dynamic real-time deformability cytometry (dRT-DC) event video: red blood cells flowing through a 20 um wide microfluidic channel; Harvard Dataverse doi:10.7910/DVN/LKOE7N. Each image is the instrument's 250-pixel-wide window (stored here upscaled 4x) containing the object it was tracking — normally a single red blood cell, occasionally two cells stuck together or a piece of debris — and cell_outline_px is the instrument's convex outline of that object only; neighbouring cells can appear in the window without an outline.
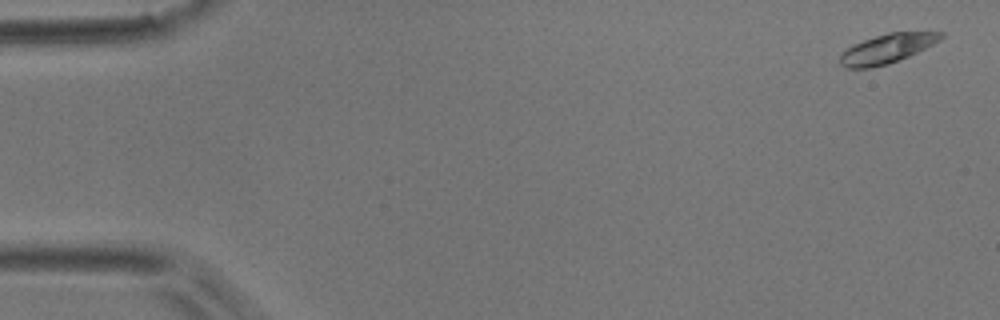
{"species": "common noctule bat (a hibernating species)", "species_latin": "Nyctalus noctula", "temperature_condition": "room temperature", "stored_images_in_passage": 5, "camera_frame_rate_fps": 3000, "um_per_image_px": 0.085, "animal": {"sex": "male", "body_mass_g": 17.9}, "frame": {"image": 1, "passage_image": 1, "time_ms": 0.0, "image_size_px": [1000, 320], "cell_outline_px": [[944, 36], [940, 40], [908, 56], [888, 64], [872, 68], [844, 68], [840, 64], [840, 52], [852, 44], [888, 32], [944, 32]], "centroid_in_image_um": [75.34, 4.14], "position_along_channel_um": 9.7, "area_um2": 17.17}}
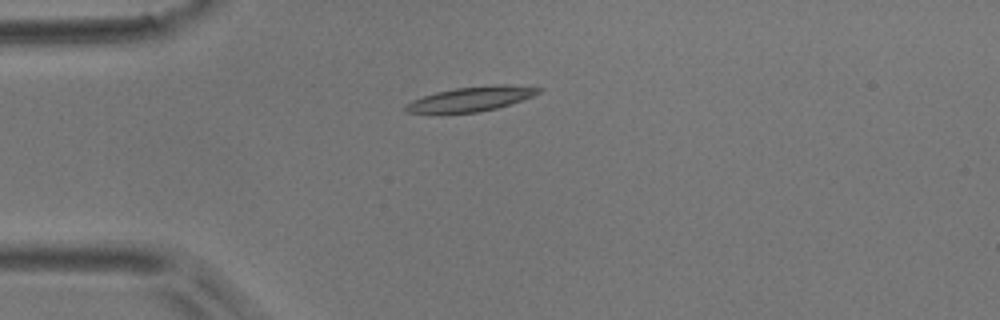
{"frame": {"image": 2, "passage_image": 4, "time_ms": 3.333, "image_size_px": [1000, 320], "cell_outline_px": [[544, 88], [540, 92], [524, 100], [512, 104], [480, 112], [408, 112], [404, 108], [412, 100], [436, 92], [456, 88], [496, 84], [504, 84]], "centroid_in_image_um": [40.14, 8.39], "position_along_channel_um": 44.9, "area_um2": 18.73}}
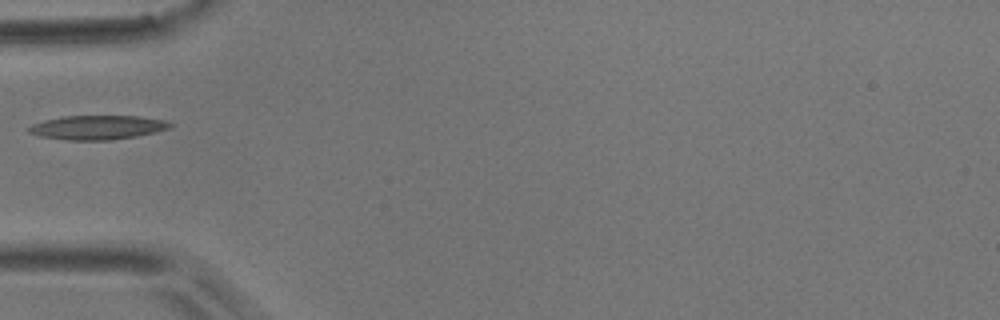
{"frame": {"image": 3, "passage_image": 5, "time_ms": 4.667, "image_size_px": [1000, 320], "cell_outline_px": [[172, 124], [168, 128], [156, 132], [136, 136], [108, 140], [64, 140], [40, 136], [28, 132], [28, 128], [32, 124], [44, 120], [64, 116], [140, 116], [164, 120]], "centroid_in_image_um": [8.25, 10.83], "position_along_channel_um": 76.7, "area_um2": 19.77}}